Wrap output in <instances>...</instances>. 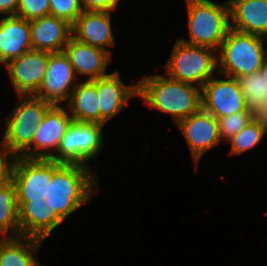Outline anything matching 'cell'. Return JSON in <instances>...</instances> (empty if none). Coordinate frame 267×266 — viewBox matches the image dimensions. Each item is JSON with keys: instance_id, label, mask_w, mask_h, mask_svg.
Returning a JSON list of instances; mask_svg holds the SVG:
<instances>
[{"instance_id": "cell-29", "label": "cell", "mask_w": 267, "mask_h": 266, "mask_svg": "<svg viewBox=\"0 0 267 266\" xmlns=\"http://www.w3.org/2000/svg\"><path fill=\"white\" fill-rule=\"evenodd\" d=\"M260 71H261V73L265 79V82L267 83V53L264 57ZM266 86H267V84H266Z\"/></svg>"}, {"instance_id": "cell-27", "label": "cell", "mask_w": 267, "mask_h": 266, "mask_svg": "<svg viewBox=\"0 0 267 266\" xmlns=\"http://www.w3.org/2000/svg\"><path fill=\"white\" fill-rule=\"evenodd\" d=\"M120 0H80L83 11L115 12Z\"/></svg>"}, {"instance_id": "cell-25", "label": "cell", "mask_w": 267, "mask_h": 266, "mask_svg": "<svg viewBox=\"0 0 267 266\" xmlns=\"http://www.w3.org/2000/svg\"><path fill=\"white\" fill-rule=\"evenodd\" d=\"M50 15L49 0H19L16 16L31 21Z\"/></svg>"}, {"instance_id": "cell-3", "label": "cell", "mask_w": 267, "mask_h": 266, "mask_svg": "<svg viewBox=\"0 0 267 266\" xmlns=\"http://www.w3.org/2000/svg\"><path fill=\"white\" fill-rule=\"evenodd\" d=\"M136 82L137 97L149 109L169 115L174 124L202 107L201 88L171 79L164 73L143 75Z\"/></svg>"}, {"instance_id": "cell-18", "label": "cell", "mask_w": 267, "mask_h": 266, "mask_svg": "<svg viewBox=\"0 0 267 266\" xmlns=\"http://www.w3.org/2000/svg\"><path fill=\"white\" fill-rule=\"evenodd\" d=\"M31 50L30 21L16 15L1 16L0 65L5 66Z\"/></svg>"}, {"instance_id": "cell-14", "label": "cell", "mask_w": 267, "mask_h": 266, "mask_svg": "<svg viewBox=\"0 0 267 266\" xmlns=\"http://www.w3.org/2000/svg\"><path fill=\"white\" fill-rule=\"evenodd\" d=\"M122 78L119 70H116L96 79L101 125L109 124V120L123 111L131 98L137 97V82L126 84Z\"/></svg>"}, {"instance_id": "cell-30", "label": "cell", "mask_w": 267, "mask_h": 266, "mask_svg": "<svg viewBox=\"0 0 267 266\" xmlns=\"http://www.w3.org/2000/svg\"><path fill=\"white\" fill-rule=\"evenodd\" d=\"M1 117H0V122H1ZM2 139L0 140V158H3L5 157L7 154L5 152V149H4V144H3V135L1 137Z\"/></svg>"}, {"instance_id": "cell-6", "label": "cell", "mask_w": 267, "mask_h": 266, "mask_svg": "<svg viewBox=\"0 0 267 266\" xmlns=\"http://www.w3.org/2000/svg\"><path fill=\"white\" fill-rule=\"evenodd\" d=\"M266 42L262 36L230 29L217 51L218 73L237 78L260 71Z\"/></svg>"}, {"instance_id": "cell-17", "label": "cell", "mask_w": 267, "mask_h": 266, "mask_svg": "<svg viewBox=\"0 0 267 266\" xmlns=\"http://www.w3.org/2000/svg\"><path fill=\"white\" fill-rule=\"evenodd\" d=\"M33 50L48 53L62 52L72 37V25L53 15L30 21Z\"/></svg>"}, {"instance_id": "cell-26", "label": "cell", "mask_w": 267, "mask_h": 266, "mask_svg": "<svg viewBox=\"0 0 267 266\" xmlns=\"http://www.w3.org/2000/svg\"><path fill=\"white\" fill-rule=\"evenodd\" d=\"M21 170L17 158L9 155L0 158V189L7 185Z\"/></svg>"}, {"instance_id": "cell-15", "label": "cell", "mask_w": 267, "mask_h": 266, "mask_svg": "<svg viewBox=\"0 0 267 266\" xmlns=\"http://www.w3.org/2000/svg\"><path fill=\"white\" fill-rule=\"evenodd\" d=\"M112 27V12L83 11L72 25V37L112 56L109 48L116 46Z\"/></svg>"}, {"instance_id": "cell-12", "label": "cell", "mask_w": 267, "mask_h": 266, "mask_svg": "<svg viewBox=\"0 0 267 266\" xmlns=\"http://www.w3.org/2000/svg\"><path fill=\"white\" fill-rule=\"evenodd\" d=\"M48 58V52L31 50L3 66L17 97L37 94L47 70Z\"/></svg>"}, {"instance_id": "cell-7", "label": "cell", "mask_w": 267, "mask_h": 266, "mask_svg": "<svg viewBox=\"0 0 267 266\" xmlns=\"http://www.w3.org/2000/svg\"><path fill=\"white\" fill-rule=\"evenodd\" d=\"M163 68L169 78L202 89L218 73L217 51L176 38Z\"/></svg>"}, {"instance_id": "cell-23", "label": "cell", "mask_w": 267, "mask_h": 266, "mask_svg": "<svg viewBox=\"0 0 267 266\" xmlns=\"http://www.w3.org/2000/svg\"><path fill=\"white\" fill-rule=\"evenodd\" d=\"M251 115L248 110L218 118L219 132L222 142H226L238 134L249 122Z\"/></svg>"}, {"instance_id": "cell-2", "label": "cell", "mask_w": 267, "mask_h": 266, "mask_svg": "<svg viewBox=\"0 0 267 266\" xmlns=\"http://www.w3.org/2000/svg\"><path fill=\"white\" fill-rule=\"evenodd\" d=\"M60 200L33 170L22 169L0 189L1 238L24 235L36 226Z\"/></svg>"}, {"instance_id": "cell-21", "label": "cell", "mask_w": 267, "mask_h": 266, "mask_svg": "<svg viewBox=\"0 0 267 266\" xmlns=\"http://www.w3.org/2000/svg\"><path fill=\"white\" fill-rule=\"evenodd\" d=\"M251 120L267 130V86L261 71L236 78Z\"/></svg>"}, {"instance_id": "cell-13", "label": "cell", "mask_w": 267, "mask_h": 266, "mask_svg": "<svg viewBox=\"0 0 267 266\" xmlns=\"http://www.w3.org/2000/svg\"><path fill=\"white\" fill-rule=\"evenodd\" d=\"M64 51L49 53L48 66L36 97L55 105L66 103L79 82Z\"/></svg>"}, {"instance_id": "cell-16", "label": "cell", "mask_w": 267, "mask_h": 266, "mask_svg": "<svg viewBox=\"0 0 267 266\" xmlns=\"http://www.w3.org/2000/svg\"><path fill=\"white\" fill-rule=\"evenodd\" d=\"M63 51L68 56L79 80L81 79L80 76H83V79L85 76V80H94L110 74L106 70L113 58L103 49L82 43L71 37Z\"/></svg>"}, {"instance_id": "cell-5", "label": "cell", "mask_w": 267, "mask_h": 266, "mask_svg": "<svg viewBox=\"0 0 267 266\" xmlns=\"http://www.w3.org/2000/svg\"><path fill=\"white\" fill-rule=\"evenodd\" d=\"M188 39H178L192 45L204 46L218 51L230 28L228 0H185Z\"/></svg>"}, {"instance_id": "cell-4", "label": "cell", "mask_w": 267, "mask_h": 266, "mask_svg": "<svg viewBox=\"0 0 267 266\" xmlns=\"http://www.w3.org/2000/svg\"><path fill=\"white\" fill-rule=\"evenodd\" d=\"M81 206L60 201L36 226L21 236L0 238V266H45L38 252L46 238Z\"/></svg>"}, {"instance_id": "cell-8", "label": "cell", "mask_w": 267, "mask_h": 266, "mask_svg": "<svg viewBox=\"0 0 267 266\" xmlns=\"http://www.w3.org/2000/svg\"><path fill=\"white\" fill-rule=\"evenodd\" d=\"M4 121L3 144L7 155L18 158L31 144L38 125L54 105L36 96H18Z\"/></svg>"}, {"instance_id": "cell-10", "label": "cell", "mask_w": 267, "mask_h": 266, "mask_svg": "<svg viewBox=\"0 0 267 266\" xmlns=\"http://www.w3.org/2000/svg\"><path fill=\"white\" fill-rule=\"evenodd\" d=\"M176 127L182 133L197 172L200 160L212 148L223 143L220 137L218 119L202 107L189 117L180 120Z\"/></svg>"}, {"instance_id": "cell-11", "label": "cell", "mask_w": 267, "mask_h": 266, "mask_svg": "<svg viewBox=\"0 0 267 266\" xmlns=\"http://www.w3.org/2000/svg\"><path fill=\"white\" fill-rule=\"evenodd\" d=\"M202 108L215 118L247 110L242 90L234 77L217 73L201 89Z\"/></svg>"}, {"instance_id": "cell-9", "label": "cell", "mask_w": 267, "mask_h": 266, "mask_svg": "<svg viewBox=\"0 0 267 266\" xmlns=\"http://www.w3.org/2000/svg\"><path fill=\"white\" fill-rule=\"evenodd\" d=\"M71 122L67 107L54 104L38 125L32 144L17 158L21 168L37 173L57 153Z\"/></svg>"}, {"instance_id": "cell-28", "label": "cell", "mask_w": 267, "mask_h": 266, "mask_svg": "<svg viewBox=\"0 0 267 266\" xmlns=\"http://www.w3.org/2000/svg\"><path fill=\"white\" fill-rule=\"evenodd\" d=\"M19 0H0V17L16 15Z\"/></svg>"}, {"instance_id": "cell-20", "label": "cell", "mask_w": 267, "mask_h": 266, "mask_svg": "<svg viewBox=\"0 0 267 266\" xmlns=\"http://www.w3.org/2000/svg\"><path fill=\"white\" fill-rule=\"evenodd\" d=\"M96 79L81 80L65 103L73 121L100 124Z\"/></svg>"}, {"instance_id": "cell-24", "label": "cell", "mask_w": 267, "mask_h": 266, "mask_svg": "<svg viewBox=\"0 0 267 266\" xmlns=\"http://www.w3.org/2000/svg\"><path fill=\"white\" fill-rule=\"evenodd\" d=\"M50 15L58 17L73 25L83 12L80 0H49Z\"/></svg>"}, {"instance_id": "cell-22", "label": "cell", "mask_w": 267, "mask_h": 266, "mask_svg": "<svg viewBox=\"0 0 267 266\" xmlns=\"http://www.w3.org/2000/svg\"><path fill=\"white\" fill-rule=\"evenodd\" d=\"M267 136L266 129L251 120L238 134L234 135L226 143L230 144L229 155L240 156L246 151L254 149L263 143Z\"/></svg>"}, {"instance_id": "cell-1", "label": "cell", "mask_w": 267, "mask_h": 266, "mask_svg": "<svg viewBox=\"0 0 267 266\" xmlns=\"http://www.w3.org/2000/svg\"><path fill=\"white\" fill-rule=\"evenodd\" d=\"M104 125L73 121L57 153L37 172L38 179L60 200L83 206L100 192L92 160L105 146Z\"/></svg>"}, {"instance_id": "cell-19", "label": "cell", "mask_w": 267, "mask_h": 266, "mask_svg": "<svg viewBox=\"0 0 267 266\" xmlns=\"http://www.w3.org/2000/svg\"><path fill=\"white\" fill-rule=\"evenodd\" d=\"M230 28L267 38V0H228Z\"/></svg>"}]
</instances>
